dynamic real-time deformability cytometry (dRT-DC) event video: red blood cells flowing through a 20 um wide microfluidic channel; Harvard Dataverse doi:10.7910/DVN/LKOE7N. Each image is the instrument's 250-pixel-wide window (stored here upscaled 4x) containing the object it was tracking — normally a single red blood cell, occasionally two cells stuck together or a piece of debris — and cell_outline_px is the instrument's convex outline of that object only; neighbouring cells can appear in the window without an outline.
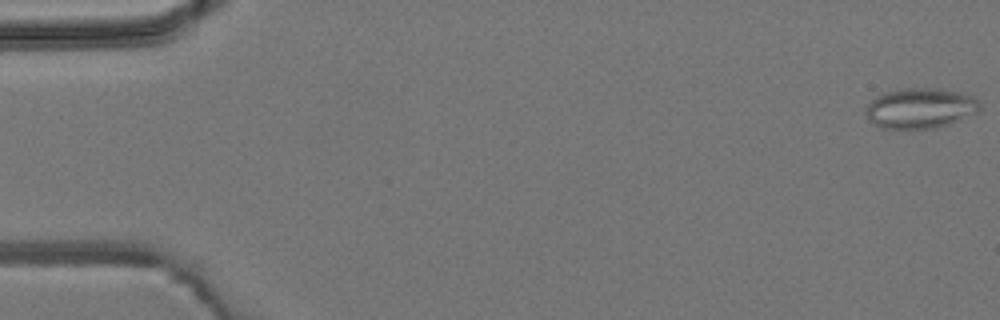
{"species": "common noctule bat (a hibernating species)", "species_latin": "Nyctalus noctula", "temperature_condition": "room temperature", "stored_images_in_passage": 5, "camera_frame_rate_fps": 3000, "um_per_image_px": 0.085, "animal": {"sex": "male", "body_mass_g": 19.2, "forearm_length_mm": 51.8}, "frame": {"image": 1, "passage_image": 1, "time_ms": 0.0, "image_size_px": [1000, 320], "cell_outline_px": [[980, 108], [976, 112], [948, 124], [936, 128], [900, 132], [880, 128], [872, 124], [868, 120], [864, 112], [868, 104], [876, 96], [884, 92], [904, 88], [940, 88], [960, 92], [972, 96], [980, 104]], "centroid_in_image_um": [78.13, 9.24], "position_along_channel_um": 6.9, "area_um2": 27.57}}
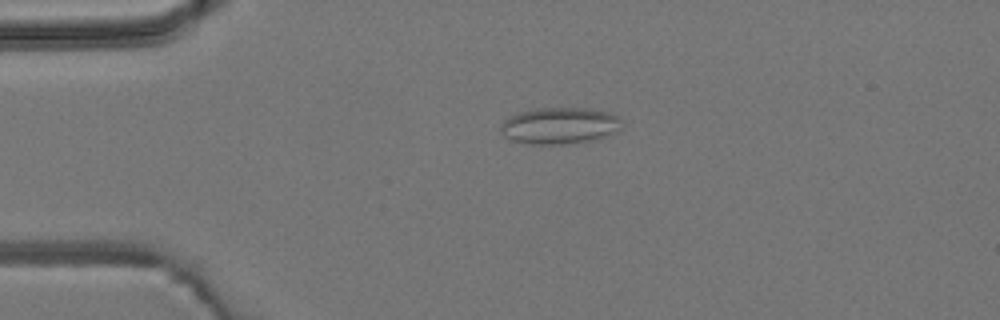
{"frame": {"image": 2, "passage_image": 4, "time_ms": 3.667, "image_size_px": [1000, 320], "cell_outline_px": [[620, 128], [616, 132], [608, 136], [596, 140], [568, 144], [532, 144], [512, 140], [504, 136], [500, 128], [500, 124], [504, 120], [516, 112], [536, 108], [588, 108], [608, 112], [616, 116], [620, 120]], "centroid_in_image_um": [47.56, 10.68], "position_along_channel_um": 37.4, "area_um2": 26.01}}